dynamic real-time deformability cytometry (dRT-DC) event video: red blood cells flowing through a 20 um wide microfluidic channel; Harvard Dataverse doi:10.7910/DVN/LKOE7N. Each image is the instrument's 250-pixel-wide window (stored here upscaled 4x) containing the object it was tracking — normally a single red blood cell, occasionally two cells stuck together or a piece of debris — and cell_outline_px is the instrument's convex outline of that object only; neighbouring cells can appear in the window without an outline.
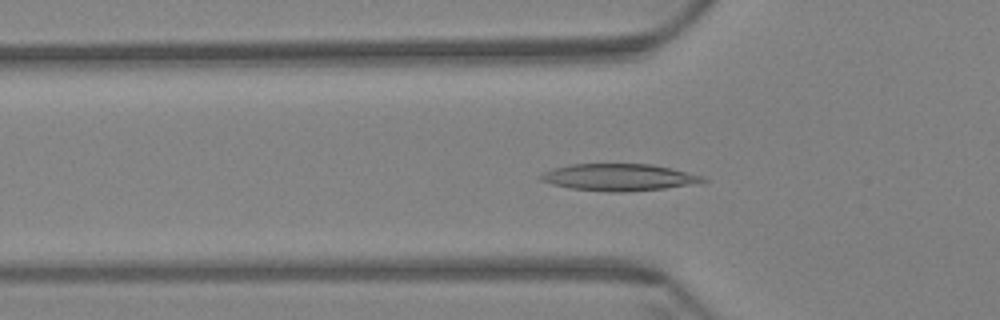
{"species": "Egyptian fruit bat (a non-hibernating species)", "species_latin": "Rousettus aegyptiacus", "temperature_condition": "warm", "stored_images_in_passage": 60, "camera_frame_rate_fps": 3000, "um_per_image_px": 0.085, "animal": {"sex": "female"}, "frame": {"image": 1, "passage_image": 20, "time_ms": 6.333, "image_size_px": [1000, 320], "cell_outline_px": [[708, 180], [696, 184], [664, 188], [624, 192], [612, 192], [572, 188], [552, 184], [540, 180], [536, 176], [552, 168], [572, 164], [652, 164], [704, 176]], "centroid_in_image_um": [52.59, 15.06], "position_along_channel_um": 73.2, "area_um2": 25.37}}
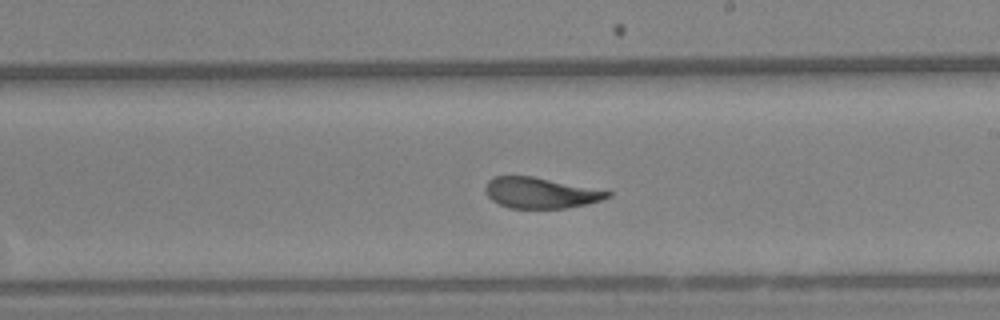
{"frame": {"image": 2, "passage_image": 35, "time_ms": 11.333, "image_size_px": [1000, 320], "cell_outline_px": [[612, 196], [600, 200], [584, 204], [564, 208], [508, 208], [492, 200], [488, 196], [484, 188], [488, 180], [496, 176], [532, 176], [612, 192]], "centroid_in_image_um": [45.9, 16.39], "position_along_channel_um": 243.1, "area_um2": 21.56}}
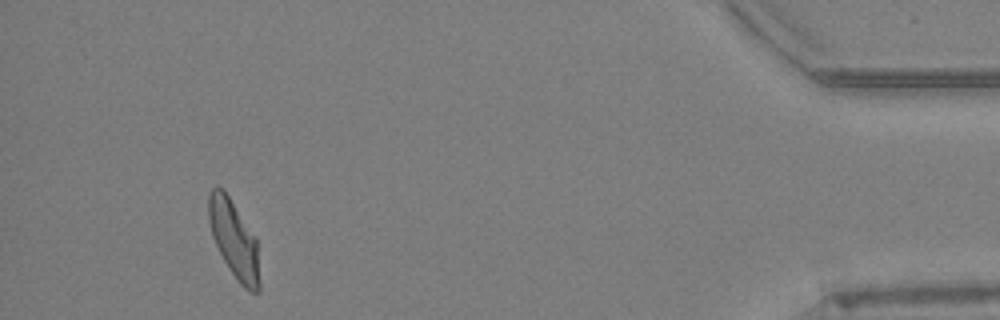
{"frame": {"image": 3, "passage_image": 56, "time_ms": 18.333, "image_size_px": [1000, 320], "cell_outline_px": [[260, 292], [248, 292], [240, 284], [228, 268], [212, 236], [208, 220], [208, 196], [212, 188], [216, 184], [228, 196], [256, 236], [260, 284]], "centroid_in_image_um": [19.9, 20.37], "position_along_channel_um": 415.3, "area_um2": 23.0}, "authors_computed_cell_mechanics": {"area_um2": 23.5535, "velocity_mm_per_s": 3.4045, "shape_relaxation_time_tau1_ms": 5.0076, "shape_relaxation_time_tau2_ms": 1.9402, "deformation_change_tau1": 0.176, "deformation_change_tau2": 0.0973}}